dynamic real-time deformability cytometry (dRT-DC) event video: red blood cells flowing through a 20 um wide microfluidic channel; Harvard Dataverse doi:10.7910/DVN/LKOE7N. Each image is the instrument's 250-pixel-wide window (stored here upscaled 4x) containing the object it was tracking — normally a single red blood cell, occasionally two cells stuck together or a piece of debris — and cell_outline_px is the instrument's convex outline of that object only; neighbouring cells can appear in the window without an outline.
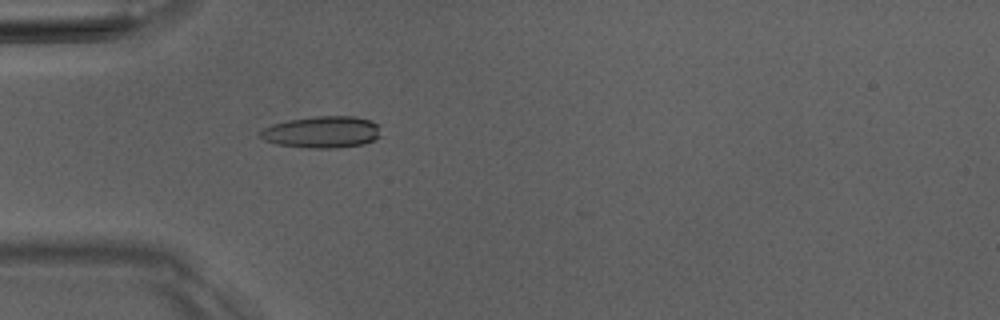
{"species": "Egyptian fruit bat (a non-hibernating species)", "species_latin": "Rousettus aegyptiacus", "temperature_condition": "room temperature", "stored_images_in_passage": 5, "camera_frame_rate_fps": 3000, "um_per_image_px": 0.085, "animal": {"sex": "male"}, "frame": {"image": 1, "passage_image": 5, "time_ms": 4.667, "image_size_px": [1000, 320], "cell_outline_px": [[380, 136], [364, 144], [336, 148], [308, 148], [276, 144], [264, 140], [256, 132], [272, 124], [288, 120], [316, 116], [356, 116], [380, 124]], "centroid_in_image_um": [27.36, 11.22], "position_along_channel_um": 57.6, "area_um2": 22.48}}